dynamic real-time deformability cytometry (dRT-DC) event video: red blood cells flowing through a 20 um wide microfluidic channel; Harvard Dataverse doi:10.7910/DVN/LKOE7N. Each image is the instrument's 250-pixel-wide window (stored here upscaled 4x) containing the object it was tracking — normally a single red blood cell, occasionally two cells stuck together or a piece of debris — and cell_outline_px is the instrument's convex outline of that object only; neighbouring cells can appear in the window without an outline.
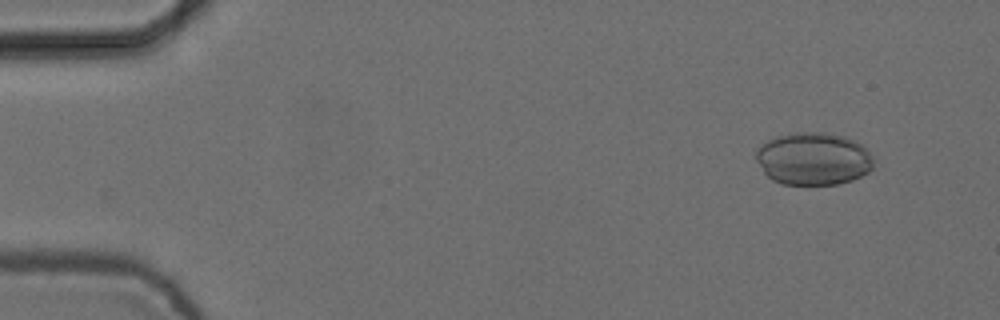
{"species": "common noctule bat (a hibernating species)", "species_latin": "Nyctalus noctula", "temperature_condition": "cold", "stored_images_in_passage": 5, "camera_frame_rate_fps": 3000, "um_per_image_px": 0.085, "animal": {"sex": "female", "body_mass_g": 24.6, "forearm_length_mm": 56.2}, "frame": {"image": 1, "passage_image": 2, "time_ms": 0.333, "image_size_px": [1000, 320], "cell_outline_px": [[872, 168], [868, 172], [852, 180], [836, 184], [780, 184], [772, 180], [764, 172], [756, 160], [756, 148], [768, 140], [776, 136], [792, 132], [824, 132], [844, 136], [860, 144], [872, 156]], "centroid_in_image_um": [69.1, 13.49], "position_along_channel_um": 15.9, "area_um2": 36.01}}
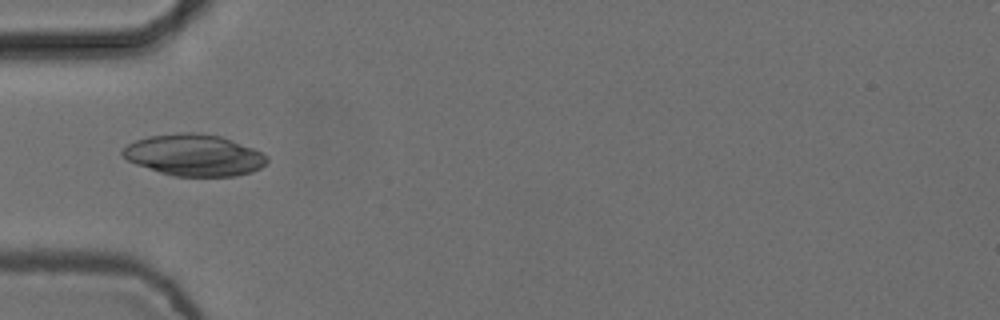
{"frame": {"image": 2, "passage_image": 5, "time_ms": 1.333, "image_size_px": [1000, 320], "cell_outline_px": [[268, 160], [260, 168], [252, 172], [236, 176], [172, 176], [136, 164], [128, 160], [120, 152], [128, 144], [136, 140], [148, 136], [176, 132], [192, 132], [220, 136], [232, 140], [252, 148], [268, 156]], "centroid_in_image_um": [16.49, 13.18], "position_along_channel_um": 68.5, "area_um2": 34.85}}